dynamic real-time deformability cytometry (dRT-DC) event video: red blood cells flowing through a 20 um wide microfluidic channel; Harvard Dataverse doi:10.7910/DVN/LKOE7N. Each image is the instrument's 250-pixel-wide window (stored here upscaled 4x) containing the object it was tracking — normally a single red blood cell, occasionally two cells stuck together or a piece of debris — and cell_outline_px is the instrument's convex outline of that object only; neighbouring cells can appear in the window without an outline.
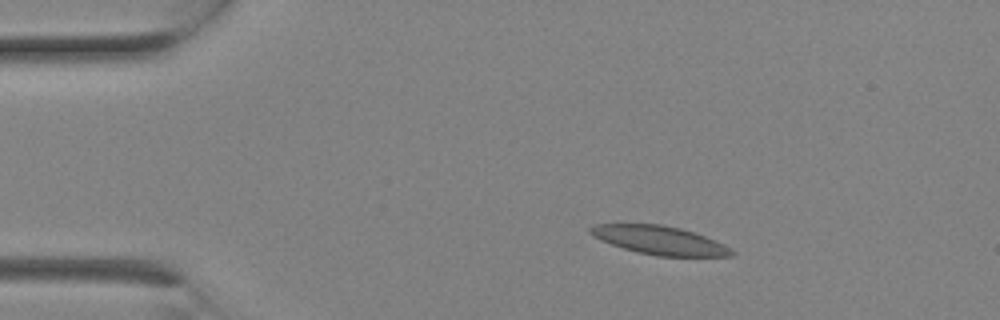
{"species": "Egyptian fruit bat (a non-hibernating species)", "species_latin": "Rousettus aegyptiacus", "temperature_condition": "room temperature", "stored_images_in_passage": 3, "camera_frame_rate_fps": 3000, "um_per_image_px": 0.085, "animal": {"sex": "female"}, "frame": {"image": 1, "passage_image": 2, "time_ms": 0.333, "image_size_px": [1000, 320], "cell_outline_px": [[736, 252], [732, 256], [656, 256], [636, 252], [600, 240], [588, 232], [588, 228], [596, 224], [660, 224], [680, 228], [716, 240], [732, 248]], "centroid_in_image_um": [56.08, 20.42], "position_along_channel_um": 28.9, "area_um2": 23.47}}
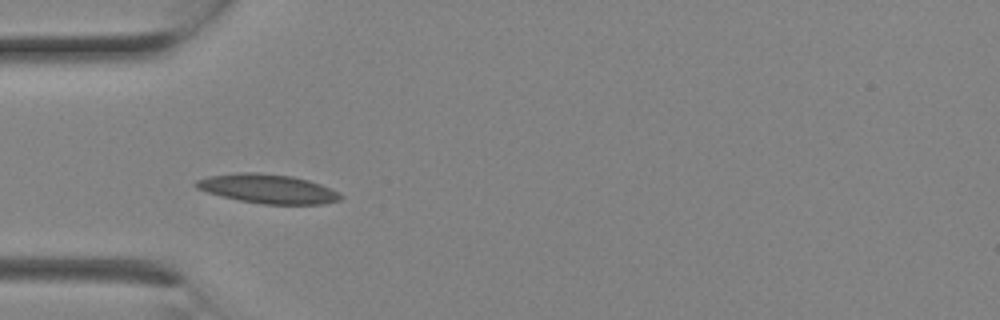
{"frame": {"image": 2, "passage_image": 3, "time_ms": 0.667, "image_size_px": [1000, 320], "cell_outline_px": [[344, 196], [340, 200], [324, 204], [264, 204], [240, 200], [208, 192], [196, 188], [192, 184], [196, 180], [208, 176], [236, 172], [256, 172], [292, 176], [308, 180], [320, 184], [340, 192]], "centroid_in_image_um": [22.78, 16.04], "position_along_channel_um": 62.2, "area_um2": 24.57}}